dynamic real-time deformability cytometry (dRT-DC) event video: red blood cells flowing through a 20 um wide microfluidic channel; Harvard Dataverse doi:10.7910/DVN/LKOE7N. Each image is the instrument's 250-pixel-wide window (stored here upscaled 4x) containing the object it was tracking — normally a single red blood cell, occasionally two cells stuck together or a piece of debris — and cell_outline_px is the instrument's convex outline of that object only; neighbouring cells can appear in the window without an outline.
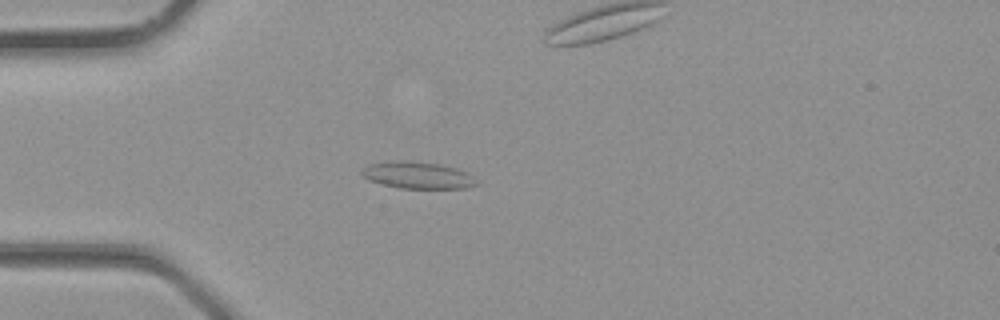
{"species": "common noctule bat (a hibernating species)", "species_latin": "Nyctalus noctula", "temperature_condition": "room temperature", "stored_images_in_passage": 34, "camera_frame_rate_fps": 3000, "um_per_image_px": 0.085, "animal": {"sex": "male", "body_mass_g": 23.1, "forearm_length_mm": 52.7}, "frame": {"image": 1, "passage_image": 9, "time_ms": 2.667, "image_size_px": [1000, 320], "cell_outline_px": [[476, 184], [464, 188], [400, 188], [368, 180], [360, 172], [368, 164], [392, 160], [404, 160], [440, 164], [456, 168], [472, 176]], "centroid_in_image_um": [35.44, 14.88], "position_along_channel_um": 49.6, "area_um2": 17.69}}
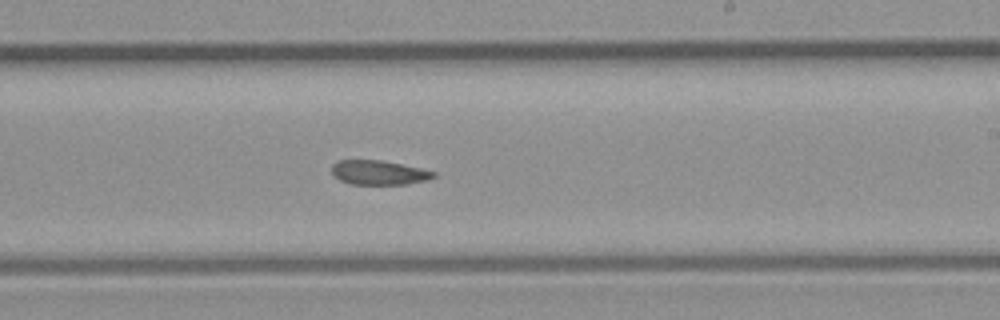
{"frame": {"image": 2, "passage_image": 20, "time_ms": 6.333, "image_size_px": [1000, 320], "cell_outline_px": [[436, 176], [428, 180], [408, 184], [352, 184], [340, 180], [332, 172], [332, 164], [336, 160], [384, 160], [420, 168], [436, 172]], "centroid_in_image_um": [32.22, 14.66], "position_along_channel_um": 256.8, "area_um2": 14.51}}
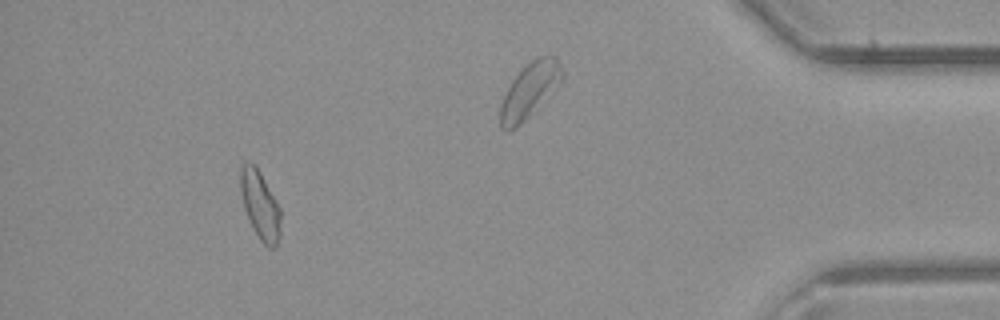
{"frame": {"image": 3, "passage_image": 31, "time_ms": 10.0, "image_size_px": [1000, 320], "cell_outline_px": [[280, 236], [276, 244], [272, 248], [268, 248], [260, 240], [244, 208], [240, 192], [240, 164], [248, 160], [256, 164], [276, 200], [280, 208]], "centroid_in_image_um": [22.09, 17.35], "position_along_channel_um": 413.1, "area_um2": 16.07}}